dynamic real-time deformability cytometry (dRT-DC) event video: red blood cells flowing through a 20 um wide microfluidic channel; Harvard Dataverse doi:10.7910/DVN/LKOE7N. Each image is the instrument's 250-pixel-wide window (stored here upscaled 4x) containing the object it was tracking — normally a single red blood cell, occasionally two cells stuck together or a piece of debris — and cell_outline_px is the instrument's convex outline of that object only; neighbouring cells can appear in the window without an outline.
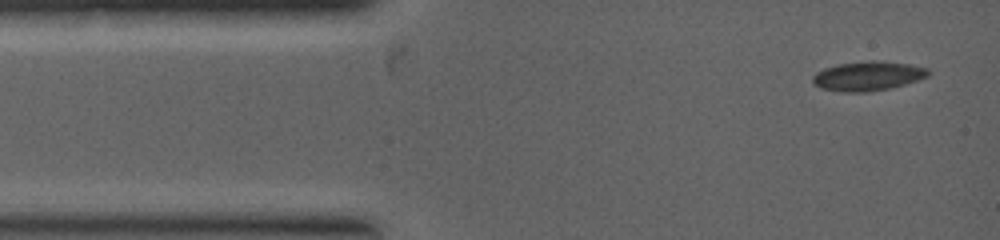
{"species": "common noctule bat (a hibernating species)", "species_latin": "Nyctalus noctula", "temperature_condition": "warm", "stored_images_in_passage": 3, "camera_frame_rate_fps": 5000, "um_per_image_px": 0.085, "animal": {"sex": "female", "body_mass_g": 19.0, "forearm_length_mm": 53.3}, "frame": {"image": 1, "passage_image": 1, "time_ms": 0.0, "image_size_px": [1000, 240], "cell_outline_px": [[932, 72], [928, 76], [904, 84], [888, 88], [864, 92], [844, 92], [820, 88], [812, 84], [812, 76], [816, 72], [824, 68], [836, 64], [872, 60], [908, 64], [928, 68]], "centroid_in_image_um": [73.73, 6.45], "position_along_channel_um": 11.3, "area_um2": 19.71}}
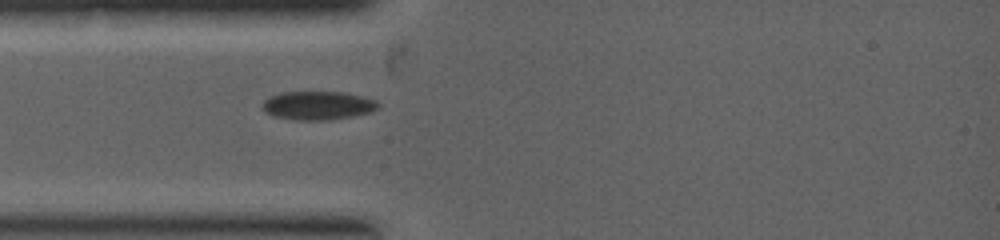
{"frame": {"image": 2, "passage_image": 3, "time_ms": 1.6, "image_size_px": [1000, 240], "cell_outline_px": [[380, 104], [372, 112], [332, 120], [292, 120], [276, 116], [268, 112], [264, 108], [264, 100], [280, 92], [344, 92], [376, 100]], "centroid_in_image_um": [27.06, 8.97], "position_along_channel_um": 57.9, "area_um2": 19.07}}